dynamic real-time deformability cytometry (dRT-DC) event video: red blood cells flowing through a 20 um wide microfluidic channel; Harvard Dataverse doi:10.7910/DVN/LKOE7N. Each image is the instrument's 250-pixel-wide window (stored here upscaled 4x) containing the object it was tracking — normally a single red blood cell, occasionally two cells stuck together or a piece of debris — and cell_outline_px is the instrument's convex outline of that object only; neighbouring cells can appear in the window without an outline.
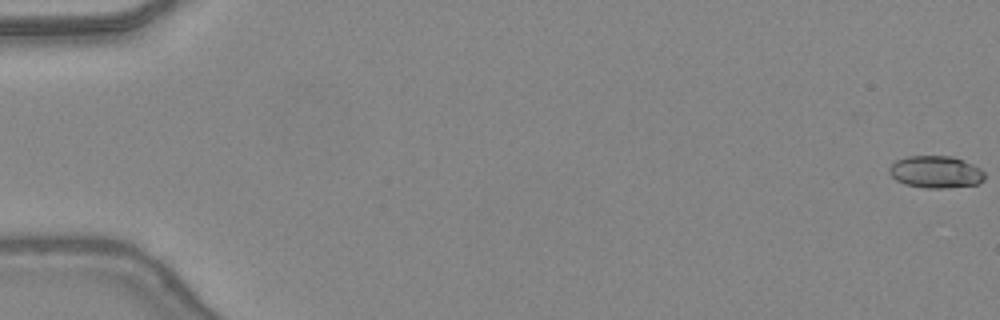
{"species": "common noctule bat (a hibernating species)", "species_latin": "Nyctalus noctula", "temperature_condition": "warm", "stored_images_in_passage": 48, "camera_frame_rate_fps": 3000, "um_per_image_px": 0.085, "animal": {"sex": "female", "body_mass_g": 24.6, "forearm_length_mm": 56.2}, "frame": {"image": 1, "passage_image": 1, "time_ms": 0.0, "image_size_px": [1000, 320], "cell_outline_px": [[984, 180], [976, 184], [944, 188], [928, 188], [904, 184], [896, 180], [888, 172], [888, 168], [896, 160], [908, 156], [952, 156], [972, 164], [980, 168], [984, 172]], "centroid_in_image_um": [79.52, 14.61], "position_along_channel_um": 5.5, "area_um2": 17.8}}
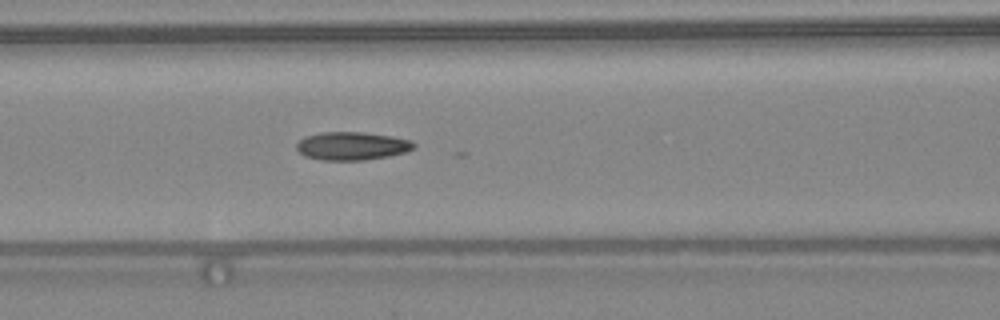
{"frame": {"image": 2, "passage_image": 22, "time_ms": 7.0, "image_size_px": [1000, 320], "cell_outline_px": [[416, 144], [408, 152], [388, 156], [364, 160], [320, 160], [304, 156], [296, 148], [296, 144], [304, 136], [320, 132], [364, 132], [392, 136], [412, 140]], "centroid_in_image_um": [29.91, 12.4], "position_along_channel_um": 136.7, "area_um2": 19.42}}
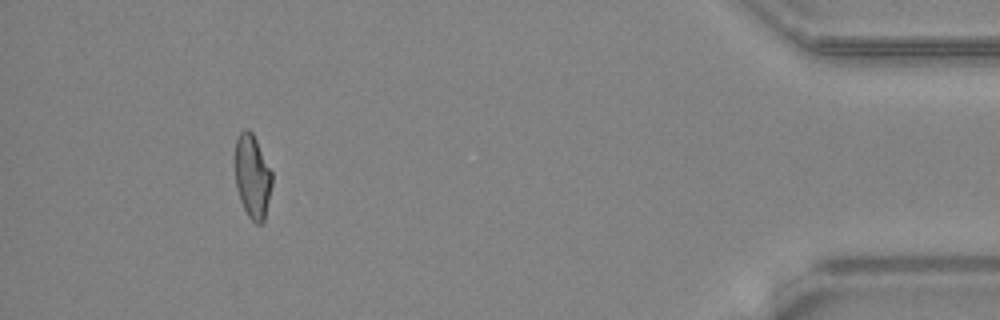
{"frame": {"image": 3, "passage_image": 45, "time_ms": 14.667, "image_size_px": [1000, 320], "cell_outline_px": [[272, 184], [264, 224], [256, 224], [248, 216], [240, 200], [236, 188], [236, 140], [240, 132], [244, 128], [248, 128], [252, 132], [272, 172]], "centroid_in_image_um": [21.47, 15.03], "position_along_channel_um": 413.7, "area_um2": 17.98}, "authors_computed_cell_mechanics": {"area_um2": 18.3804, "velocity_mm_per_s": 4.4385, "shape_relaxation_time_tau1_ms": 4.2989, "shape_relaxation_time_tau2_ms": 2.0754, "deformation_change_tau1": 0.1748, "deformation_change_tau2": 0.0904}}